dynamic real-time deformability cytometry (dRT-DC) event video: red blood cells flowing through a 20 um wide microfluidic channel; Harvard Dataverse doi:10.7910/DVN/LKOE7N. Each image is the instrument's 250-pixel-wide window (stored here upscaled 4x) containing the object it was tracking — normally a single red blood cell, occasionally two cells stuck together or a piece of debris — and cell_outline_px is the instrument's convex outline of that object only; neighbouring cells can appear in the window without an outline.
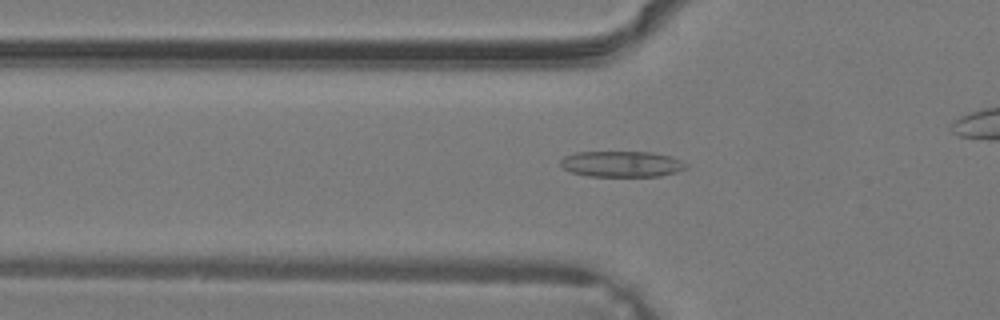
{"species": "common noctule bat (a hibernating species)", "species_latin": "Nyctalus noctula", "temperature_condition": "warm", "stored_images_in_passage": 32, "camera_frame_rate_fps": 3000, "um_per_image_px": 0.085, "animal": {"sex": "male", "body_mass_g": 19.2, "forearm_length_mm": 51.8}, "frame": {"image": 1, "passage_image": 12, "time_ms": 3.667, "image_size_px": [1000, 320], "cell_outline_px": [[688, 168], [676, 172], [660, 176], [588, 176], [572, 172], [564, 168], [560, 164], [560, 160], [564, 156], [576, 152], [652, 152], [672, 156], [688, 164]], "centroid_in_image_um": [52.87, 13.94], "position_along_channel_um": 72.9, "area_um2": 19.02}}
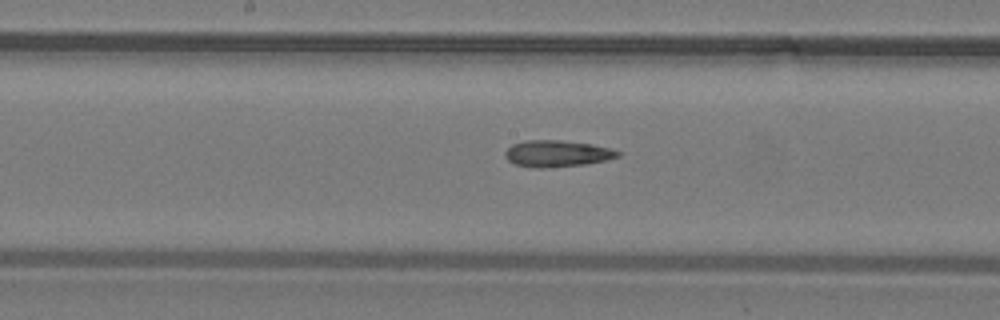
{"frame": {"image": 2, "passage_image": 19, "time_ms": 6.0, "image_size_px": [1000, 320], "cell_outline_px": [[620, 156], [608, 160], [584, 164], [544, 168], [536, 168], [516, 164], [508, 160], [504, 156], [504, 152], [512, 144], [528, 140], [560, 140], [592, 144], [608, 148], [620, 152]], "centroid_in_image_um": [47.34, 13.05], "position_along_channel_um": 200.9, "area_um2": 17.34}}
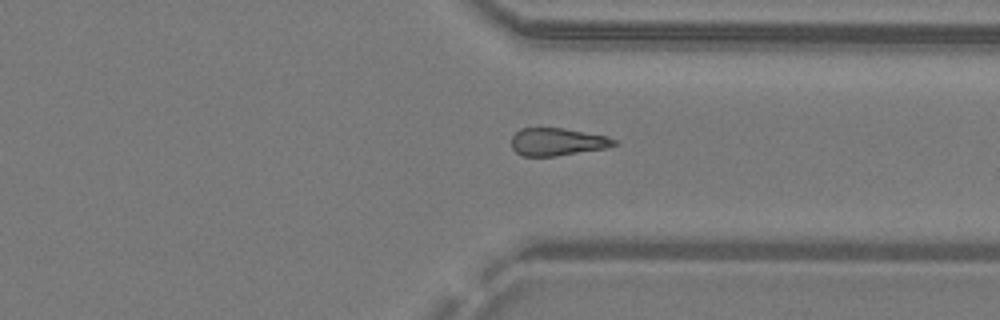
{"frame": {"image": 3, "passage_image": 28, "time_ms": 9.0, "image_size_px": [1000, 320], "cell_outline_px": [[620, 144], [604, 148], [556, 156], [524, 156], [516, 152], [512, 148], [512, 136], [520, 128], [564, 128], [608, 136], [620, 140]], "centroid_in_image_um": [47.42, 12.05], "position_along_channel_um": 364.0, "area_um2": 16.65}}